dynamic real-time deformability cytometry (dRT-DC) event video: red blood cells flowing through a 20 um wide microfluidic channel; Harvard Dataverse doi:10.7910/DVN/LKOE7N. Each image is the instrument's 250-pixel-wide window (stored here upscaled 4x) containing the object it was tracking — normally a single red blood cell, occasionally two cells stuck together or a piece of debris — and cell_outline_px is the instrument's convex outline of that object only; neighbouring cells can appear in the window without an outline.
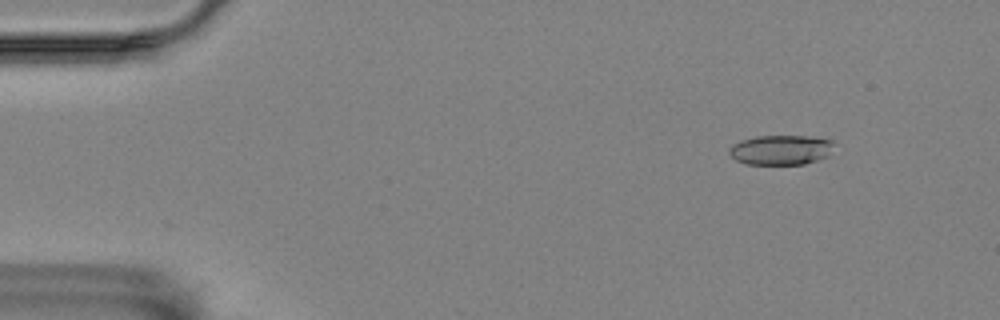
{"species": "Egyptian fruit bat (a non-hibernating species)", "species_latin": "Rousettus aegyptiacus", "temperature_condition": "room temperature", "stored_images_in_passage": 6, "segment_of_instrument_passage": [2, 2], "camera_frame_rate_fps": 3000, "um_per_image_px": 0.085, "animal": {"sex": "female"}, "frame": {"image": 1, "passage_image": 6, "time_ms": 5.667, "image_size_px": [1000, 320], "cell_outline_px": [[832, 144], [828, 156], [804, 164], [748, 164], [736, 160], [728, 152], [728, 148], [732, 144], [740, 140], [756, 136], [812, 136], [832, 140]], "centroid_in_image_um": [66.33, 12.73], "position_along_channel_um": 18.7, "area_um2": 18.15}}